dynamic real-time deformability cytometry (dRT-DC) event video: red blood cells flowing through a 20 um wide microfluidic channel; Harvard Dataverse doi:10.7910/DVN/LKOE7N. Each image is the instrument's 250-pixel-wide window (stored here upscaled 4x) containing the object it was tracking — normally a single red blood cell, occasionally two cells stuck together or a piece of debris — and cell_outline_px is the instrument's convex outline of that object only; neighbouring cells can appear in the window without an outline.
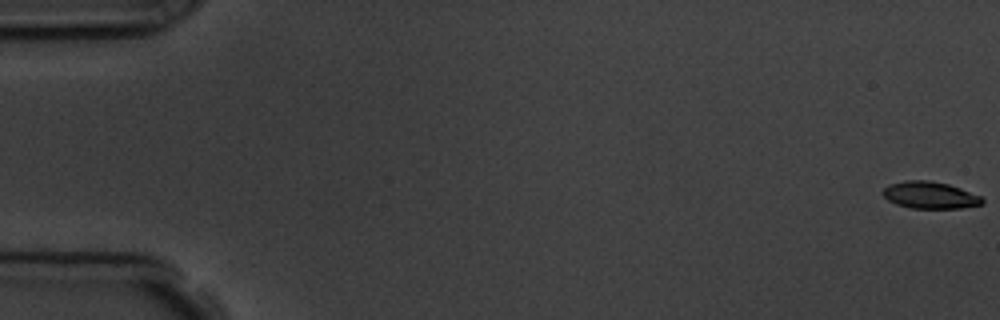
{"species": "common noctule bat (a hibernating species)", "species_latin": "Nyctalus noctula", "temperature_condition": "room temperature", "stored_images_in_passage": 8, "camera_frame_rate_fps": 3000, "um_per_image_px": 0.085, "animal": {"sex": "male", "body_mass_g": 19.5, "forearm_length_mm": 54.6}, "frame": {"image": 1, "passage_image": 1, "time_ms": 0.0, "image_size_px": [1000, 320], "cell_outline_px": [[984, 204], [960, 208], [912, 208], [896, 204], [888, 200], [880, 192], [888, 184], [904, 180], [928, 180], [948, 184], [960, 188], [980, 196], [984, 200]], "centroid_in_image_um": [79.02, 16.58], "position_along_channel_um": 6.0, "area_um2": 15.66}}